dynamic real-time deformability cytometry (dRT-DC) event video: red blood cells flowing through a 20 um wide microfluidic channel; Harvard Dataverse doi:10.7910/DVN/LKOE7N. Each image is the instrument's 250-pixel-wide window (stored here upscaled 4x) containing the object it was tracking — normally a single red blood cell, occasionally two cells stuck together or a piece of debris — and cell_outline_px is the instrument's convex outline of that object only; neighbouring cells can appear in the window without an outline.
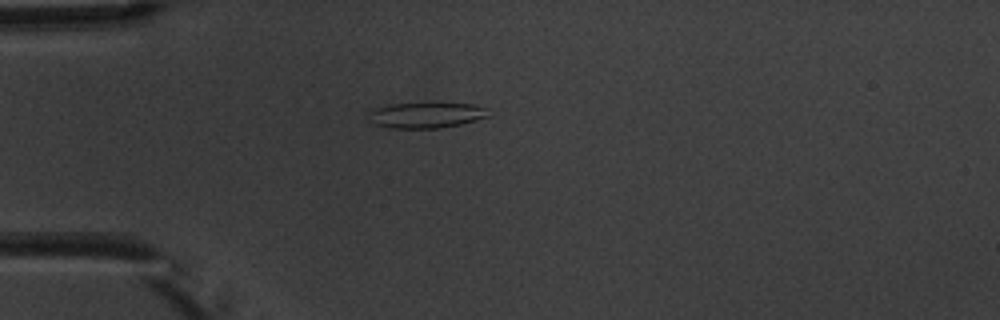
{"species": "common noctule bat (a hibernating species)", "species_latin": "Nyctalus noctula", "temperature_condition": "warm", "stored_images_in_passage": 1, "camera_frame_rate_fps": 3000, "um_per_image_px": 0.085, "animal": {"sex": "male", "body_mass_g": 20.1, "forearm_length_mm": 53.5}, "frame": {"image": 1, "passage_image": 1, "time_ms": 0.0, "image_size_px": [1000, 320], "cell_outline_px": [[488, 116], [460, 124], [440, 128], [388, 128], [376, 124], [368, 112], [376, 108], [392, 104], [428, 100], [472, 104], [484, 108]], "centroid_in_image_um": [36.22, 9.73], "position_along_channel_um": 48.8, "area_um2": 18.32}}